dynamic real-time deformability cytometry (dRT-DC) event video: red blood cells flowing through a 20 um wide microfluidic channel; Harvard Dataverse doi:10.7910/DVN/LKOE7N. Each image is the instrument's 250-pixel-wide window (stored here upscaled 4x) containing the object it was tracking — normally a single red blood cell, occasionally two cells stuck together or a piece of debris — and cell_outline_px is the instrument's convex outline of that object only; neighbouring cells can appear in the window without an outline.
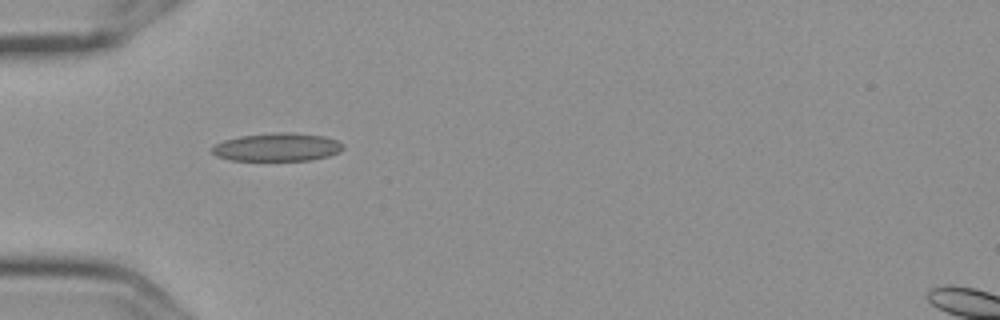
{"species": "Egyptian fruit bat (a non-hibernating species)", "species_latin": "Rousettus aegyptiacus", "temperature_condition": "cold", "stored_images_in_passage": 6, "camera_frame_rate_fps": 3000, "um_per_image_px": 0.085, "frame": {"image": 1, "passage_image": 5, "time_ms": 1.333, "image_size_px": [1000, 320], "cell_outline_px": [[344, 148], [340, 152], [328, 156], [312, 160], [232, 160], [216, 156], [212, 152], [212, 148], [216, 144], [224, 140], [240, 136], [276, 132], [292, 132], [324, 136], [336, 140], [344, 144]], "centroid_in_image_um": [23.6, 12.5], "position_along_channel_um": 61.4, "area_um2": 21.5}}
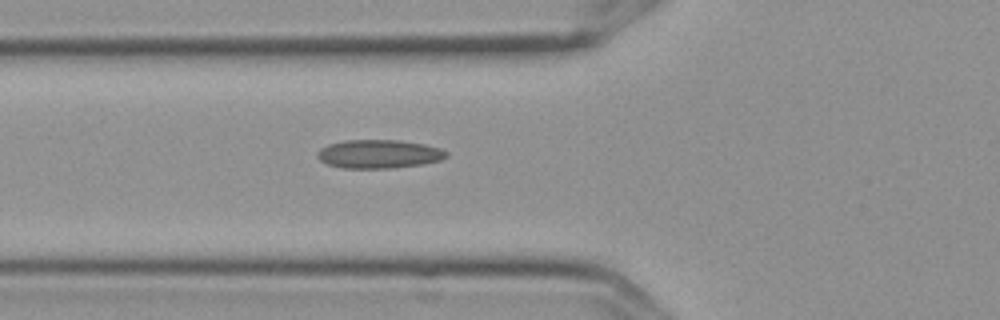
{"frame": {"image": 2, "passage_image": 6, "time_ms": 1.667, "image_size_px": [1000, 320], "cell_outline_px": [[448, 156], [440, 160], [424, 164], [392, 168], [344, 168], [328, 164], [320, 160], [316, 156], [320, 148], [328, 144], [344, 140], [400, 140], [424, 144], [440, 148], [448, 152]], "centroid_in_image_um": [32.21, 13.08], "position_along_channel_um": 93.6, "area_um2": 21.56}}